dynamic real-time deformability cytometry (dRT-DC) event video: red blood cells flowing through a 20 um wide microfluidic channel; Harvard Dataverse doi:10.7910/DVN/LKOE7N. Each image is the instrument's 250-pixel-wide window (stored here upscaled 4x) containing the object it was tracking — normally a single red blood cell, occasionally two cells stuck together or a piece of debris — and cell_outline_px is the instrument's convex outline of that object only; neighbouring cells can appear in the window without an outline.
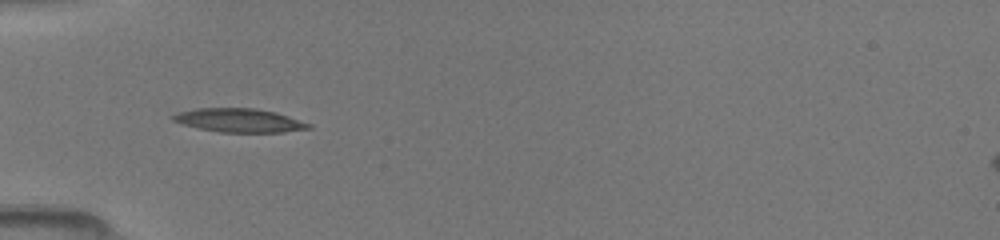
{"species": "common noctule bat (a hibernating species)", "species_latin": "Nyctalus noctula", "temperature_condition": "room temperature", "stored_images_in_passage": 36, "camera_frame_rate_fps": 3000, "um_per_image_px": 0.085, "animal": {"sex": "female", "body_mass_g": 19.5, "forearm_length_mm": 54.1}, "frame": {"image": 1, "passage_image": 2, "time_ms": 0.333, "image_size_px": [1000, 240], "cell_outline_px": [[312, 128], [284, 132], [220, 132], [200, 128], [184, 124], [172, 120], [168, 116], [176, 112], [196, 108], [256, 108], [276, 112], [312, 124]], "centroid_in_image_um": [20.32, 10.22], "position_along_channel_um": 64.7, "area_um2": 18.79}}
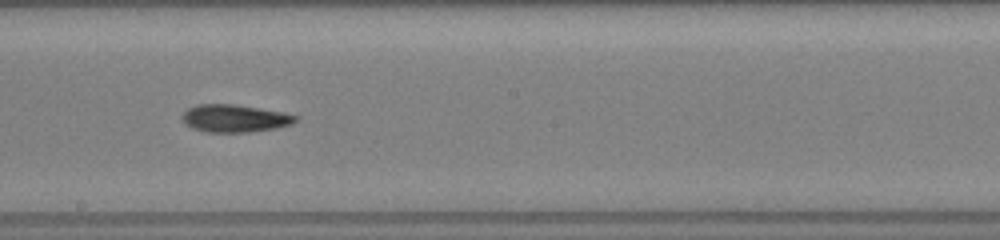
{"frame": {"image": 2, "passage_image": 14, "time_ms": 4.333, "image_size_px": [1000, 240], "cell_outline_px": [[300, 116], [292, 124], [276, 128], [248, 132], [204, 132], [192, 128], [184, 124], [180, 116], [188, 108], [196, 104], [232, 104], [260, 108], [284, 112]], "centroid_in_image_um": [19.93, 10.06], "position_along_channel_um": 228.3, "area_um2": 18.44}}
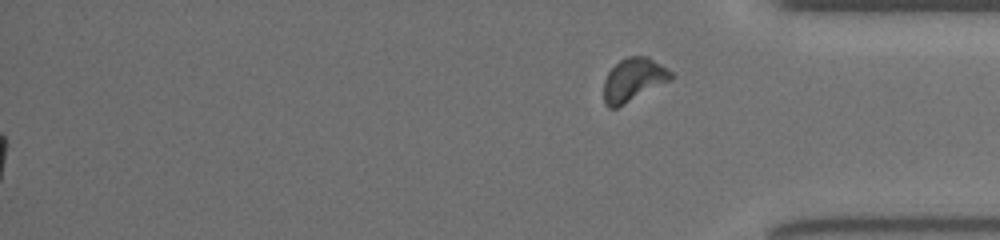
{"frame": {"image": 3, "passage_image": 36, "time_ms": 11.667, "image_size_px": [1000, 240], "cell_outline_px": [[676, 76], [672, 80], [616, 108], [608, 108], [604, 104], [604, 80], [608, 72], [620, 60], [628, 56], [648, 56], [672, 72]], "centroid_in_image_um": [53.86, 6.78], "position_along_channel_um": 381.3, "area_um2": 16.99}}